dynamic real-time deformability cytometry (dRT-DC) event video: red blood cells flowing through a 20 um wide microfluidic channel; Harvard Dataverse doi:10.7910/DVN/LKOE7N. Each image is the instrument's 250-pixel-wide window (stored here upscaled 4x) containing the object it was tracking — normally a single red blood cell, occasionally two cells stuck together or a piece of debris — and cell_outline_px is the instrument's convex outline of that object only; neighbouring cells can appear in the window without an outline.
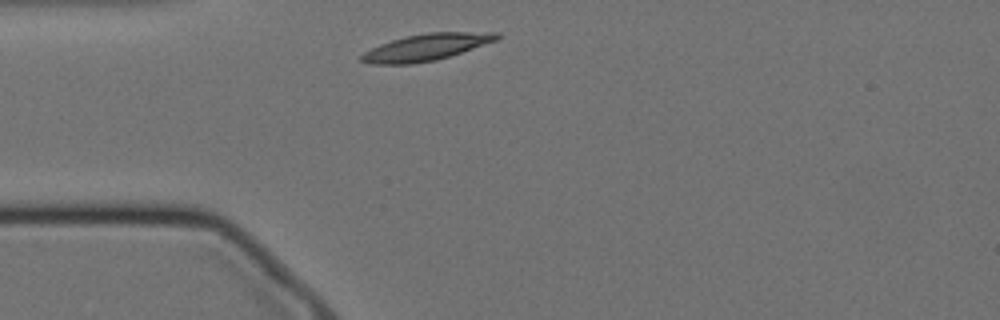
{"species": "Egyptian fruit bat (a non-hibernating species)", "species_latin": "Rousettus aegyptiacus", "temperature_condition": "cold", "stored_images_in_passage": 44, "camera_frame_rate_fps": 3000, "um_per_image_px": 0.085, "animal": {"sex": "female"}, "frame": {"image": 1, "passage_image": 1, "time_ms": 0.0, "image_size_px": [1000, 320], "cell_outline_px": [[504, 36], [496, 40], [436, 60], [412, 64], [372, 64], [360, 60], [360, 56], [364, 52], [380, 44], [404, 36], [428, 32], [500, 32]], "centroid_in_image_um": [36.23, 4.0], "position_along_channel_um": 48.8, "area_um2": 20.92}}
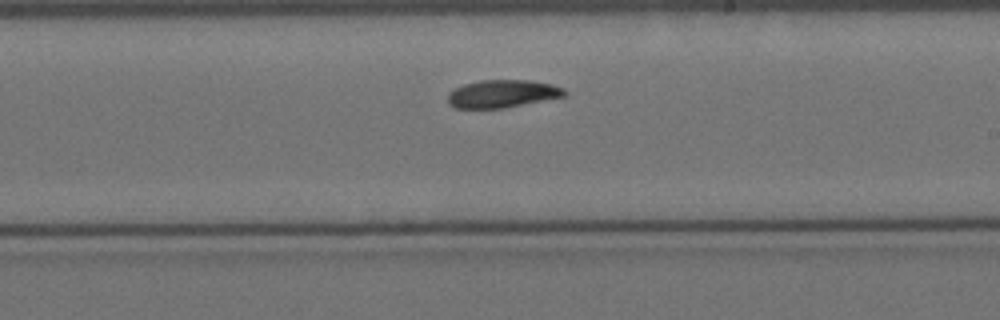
{"frame": {"image": 2, "passage_image": 19, "time_ms": 6.0, "image_size_px": [1000, 320], "cell_outline_px": [[568, 92], [564, 96], [504, 108], [456, 108], [448, 104], [448, 92], [464, 84], [480, 80], [528, 80], [552, 84], [564, 88]], "centroid_in_image_um": [42.69, 7.96], "position_along_channel_um": 246.3, "area_um2": 18.84}}
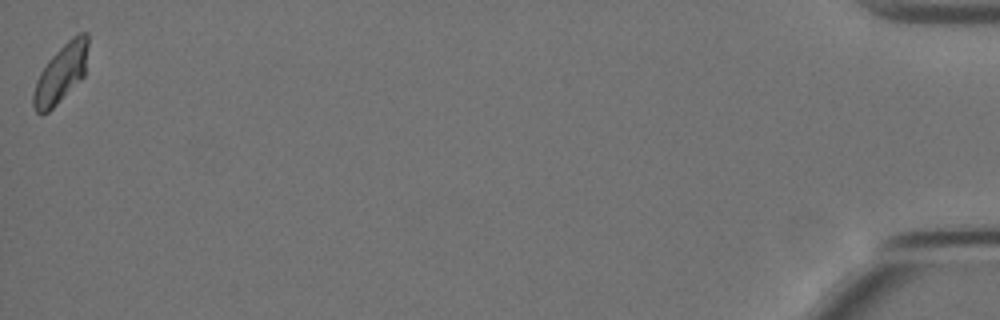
{"frame": {"image": 3, "passage_image": 44, "time_ms": 14.333, "image_size_px": [1000, 320], "cell_outline_px": [[88, 44], [84, 76], [48, 112], [40, 116], [36, 112], [32, 104], [32, 96], [36, 80], [40, 72], [48, 60], [72, 36], [80, 32], [88, 32]], "centroid_in_image_um": [5.16, 6.25], "position_along_channel_um": 430.0, "area_um2": 18.5}, "authors_computed_cell_mechanics": {"area_um2": 19.074, "velocity_mm_per_s": 3.443, "shape_relaxation_time_tau1_ms": 4.77, "shape_relaxation_time_tau2_ms": null, "deformation_change_tau1": 0.1348, "deformation_change_tau2": null}}